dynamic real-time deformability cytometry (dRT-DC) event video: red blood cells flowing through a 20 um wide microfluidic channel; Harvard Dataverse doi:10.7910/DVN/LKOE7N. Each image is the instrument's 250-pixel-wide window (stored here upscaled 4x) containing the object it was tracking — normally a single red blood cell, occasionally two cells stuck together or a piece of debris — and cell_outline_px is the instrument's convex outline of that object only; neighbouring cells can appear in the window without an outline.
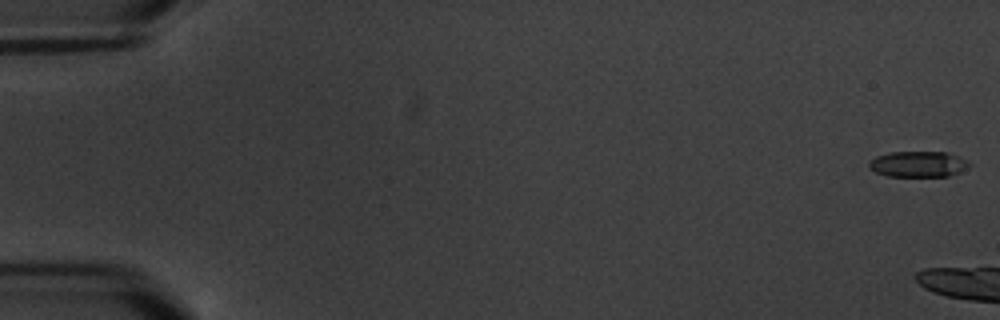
{"species": "common noctule bat (a hibernating species)", "species_latin": "Nyctalus noctula", "temperature_condition": "warm", "stored_images_in_passage": 4, "camera_frame_rate_fps": 3000, "um_per_image_px": 0.085, "animal": {"sex": "male", "body_mass_g": 20.1, "forearm_length_mm": 53.5}, "frame": {"image": 1, "passage_image": 1, "time_ms": 0.0, "image_size_px": [1000, 320], "cell_outline_px": [[972, 164], [960, 172], [948, 176], [888, 176], [876, 172], [868, 168], [868, 164], [876, 156], [892, 152], [948, 152], [968, 160]], "centroid_in_image_um": [78.08, 13.95], "position_along_channel_um": 6.9, "area_um2": 15.09}}